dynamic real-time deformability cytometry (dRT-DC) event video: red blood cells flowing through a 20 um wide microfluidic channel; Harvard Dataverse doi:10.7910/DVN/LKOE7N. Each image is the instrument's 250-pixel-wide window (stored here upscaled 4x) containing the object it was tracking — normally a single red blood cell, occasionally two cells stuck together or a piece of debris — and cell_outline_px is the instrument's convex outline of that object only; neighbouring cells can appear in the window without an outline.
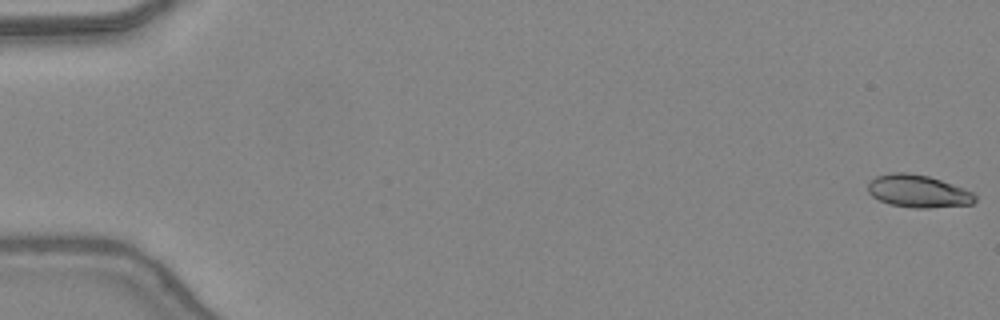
{"species": "common noctule bat (a hibernating species)", "species_latin": "Nyctalus noctula", "temperature_condition": "warm", "stored_images_in_passage": 48, "camera_frame_rate_fps": 3000, "um_per_image_px": 0.085, "animal": {"sex": "female", "body_mass_g": 24.6, "forearm_length_mm": 56.2}, "frame": {"image": 1, "passage_image": 1, "time_ms": 0.0, "image_size_px": [1000, 320], "cell_outline_px": [[976, 200], [972, 204], [928, 208], [912, 208], [888, 204], [872, 196], [868, 192], [868, 184], [876, 176], [892, 172], [904, 172], [928, 176], [964, 188], [972, 192], [976, 196]], "centroid_in_image_um": [78.03, 16.26], "position_along_channel_um": 7.0, "area_um2": 20.29}}
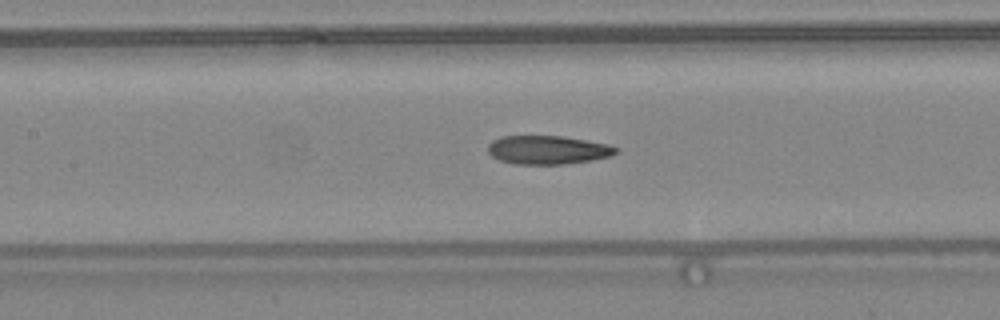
{"frame": {"image": 2, "passage_image": 23, "time_ms": 7.333, "image_size_px": [1000, 320], "cell_outline_px": [[616, 152], [612, 156], [592, 160], [564, 164], [512, 164], [500, 160], [492, 156], [488, 152], [488, 144], [492, 140], [500, 136], [560, 136], [608, 144], [616, 148]], "centroid_in_image_um": [46.51, 12.74], "position_along_channel_um": 160.9, "area_um2": 21.27}}
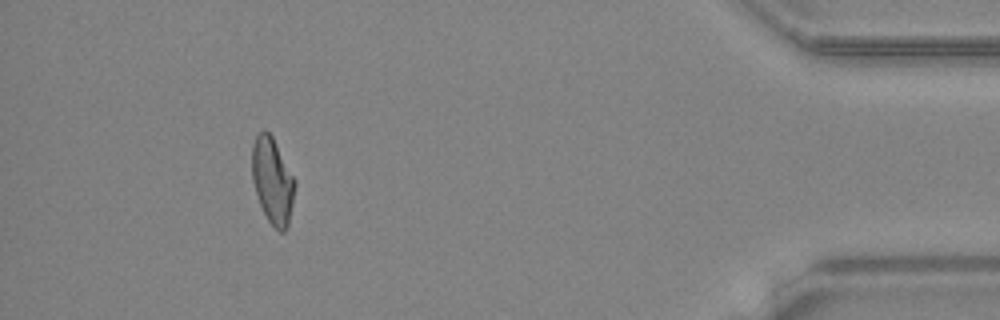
{"frame": {"image": 3, "passage_image": 44, "time_ms": 14.333, "image_size_px": [1000, 320], "cell_outline_px": [[296, 184], [288, 228], [284, 232], [280, 232], [268, 220], [260, 204], [252, 180], [252, 144], [256, 136], [264, 128], [272, 136], [296, 180]], "centroid_in_image_um": [23.17, 15.36], "position_along_channel_um": 412.0, "area_um2": 21.5}, "authors_computed_cell_mechanics": {"area_um2": 21.5594, "velocity_mm_per_s": 4.4131, "shape_relaxation_time_tau1_ms": 8.977, "shape_relaxation_time_tau2_ms": 2.2363, "deformation_change_tau1": 0.292, "deformation_change_tau2": 0.1129}}